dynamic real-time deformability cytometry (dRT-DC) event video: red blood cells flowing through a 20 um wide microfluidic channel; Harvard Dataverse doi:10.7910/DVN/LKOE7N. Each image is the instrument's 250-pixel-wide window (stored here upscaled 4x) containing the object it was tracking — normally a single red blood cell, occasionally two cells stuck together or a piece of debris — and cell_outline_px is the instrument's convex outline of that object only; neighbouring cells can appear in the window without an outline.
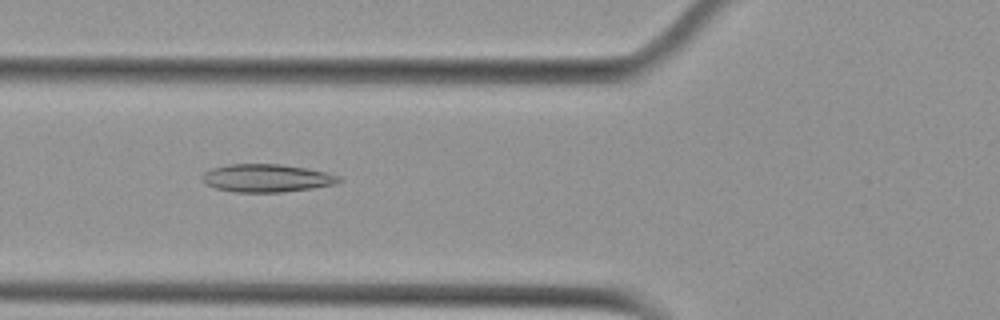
{"species": "Egyptian fruit bat (a non-hibernating species)", "species_latin": "Rousettus aegyptiacus", "temperature_condition": "cold", "stored_images_in_passage": 55, "camera_frame_rate_fps": 3000, "um_per_image_px": 0.085, "animal": {"sex": "female"}, "frame": {"image": 1, "passage_image": 21, "time_ms": 6.667, "image_size_px": [1000, 320], "cell_outline_px": [[344, 180], [336, 184], [312, 188], [280, 192], [236, 192], [216, 188], [208, 184], [200, 176], [204, 172], [212, 168], [228, 164], [280, 164], [304, 168], [324, 172], [340, 176]], "centroid_in_image_um": [22.68, 15.13], "position_along_channel_um": 103.1, "area_um2": 22.08}}
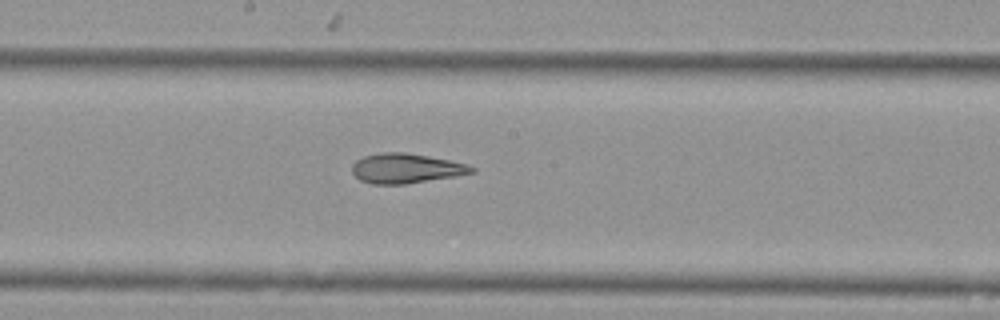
{"frame": {"image": 2, "passage_image": 30, "time_ms": 9.667, "image_size_px": [1000, 320], "cell_outline_px": [[476, 172], [456, 176], [404, 184], [372, 184], [360, 180], [352, 172], [352, 164], [356, 160], [364, 156], [380, 152], [404, 152], [428, 156], [448, 160], [464, 164], [476, 168]], "centroid_in_image_um": [34.48, 14.31], "position_along_channel_um": 213.7, "area_um2": 20.63}}
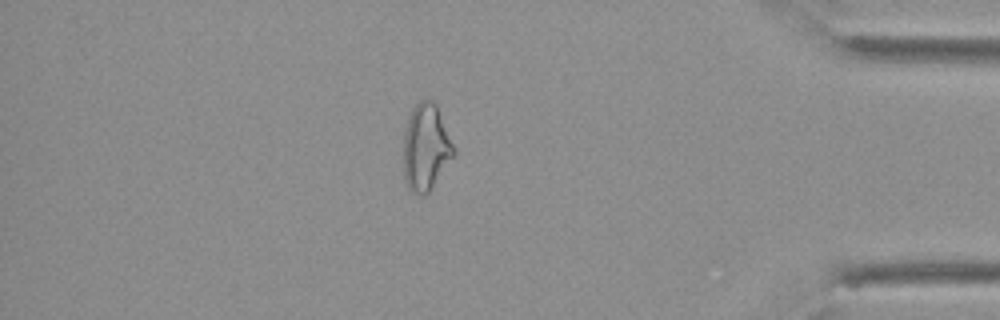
{"frame": {"image": 3, "passage_image": 48, "time_ms": 15.667, "image_size_px": [1000, 320], "cell_outline_px": [[456, 152], [428, 192], [424, 196], [420, 196], [412, 192], [408, 188], [404, 180], [404, 132], [408, 116], [412, 108], [420, 100], [428, 96], [436, 104]], "centroid_in_image_um": [36.17, 12.5], "position_along_channel_um": 399.0, "area_um2": 25.32}, "authors_computed_cell_mechanics": {"area_um2": 24.5072, "velocity_mm_per_s": 3.68, "shape_relaxation_time_tau1_ms": null, "shape_relaxation_time_tau2_ms": 3.441, "deformation_change_tau1": null, "deformation_change_tau2": 0.127}}